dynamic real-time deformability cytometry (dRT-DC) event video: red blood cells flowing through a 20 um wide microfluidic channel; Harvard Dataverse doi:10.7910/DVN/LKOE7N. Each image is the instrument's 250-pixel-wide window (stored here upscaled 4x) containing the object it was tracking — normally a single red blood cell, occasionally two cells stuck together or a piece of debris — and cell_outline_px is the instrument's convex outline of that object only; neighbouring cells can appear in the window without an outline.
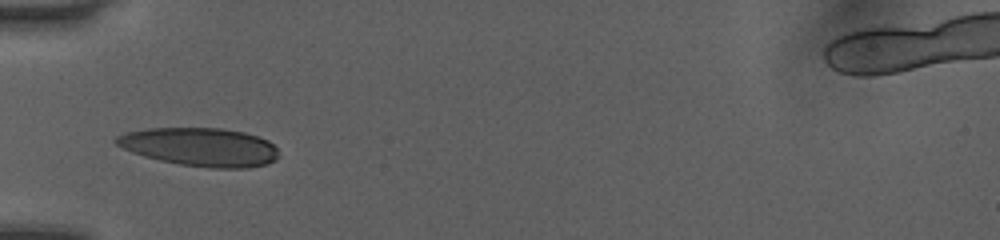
{"species": "human", "species_latin": "Homo sapiens", "temperature_condition": "room temperature", "stored_images_in_passage": 34, "camera_frame_rate_fps": 3000, "um_per_image_px": 0.085, "donor": {"sex": "female"}, "frame": {"image": 1, "passage_image": 1, "time_ms": 0.0, "image_size_px": [1000, 240], "cell_outline_px": [[280, 156], [276, 160], [268, 164], [248, 168], [208, 168], [180, 164], [160, 160], [144, 156], [132, 152], [116, 144], [112, 140], [116, 136], [124, 132], [148, 128], [224, 128], [244, 132], [268, 140], [276, 148]], "centroid_in_image_um": [17.02, 12.49], "position_along_channel_um": 68.0, "area_um2": 36.65}}
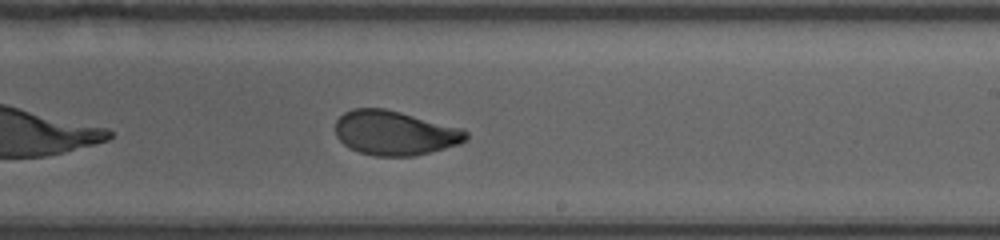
{"frame": {"image": 2, "passage_image": 15, "time_ms": 4.667, "image_size_px": [1000, 240], "cell_outline_px": [[468, 140], [460, 144], [412, 156], [372, 156], [360, 152], [344, 144], [336, 136], [336, 120], [344, 112], [352, 108], [384, 108], [464, 128], [468, 132]], "centroid_in_image_um": [33.58, 11.29], "position_along_channel_um": 255.4, "area_um2": 33.87}}
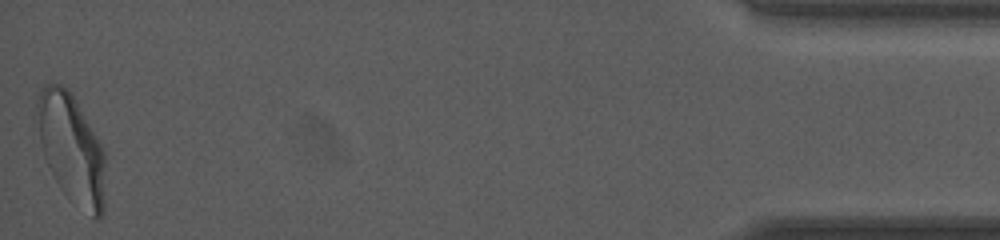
{"frame": {"image": 3, "passage_image": 34, "time_ms": 11.0, "image_size_px": [1000, 240], "cell_outline_px": [[104, 216], [96, 220], [92, 220], [48, 164], [44, 156], [40, 140], [36, 112], [36, 104], [40, 92], [48, 84], [60, 84], [68, 88], [72, 92], [104, 148]], "centroid_in_image_um": [6.12, 12.53], "position_along_channel_um": 429.1, "area_um2": 42.02}, "authors_computed_cell_mechanics": {"area_um2": 35.1135, "velocity_mm_per_s": 4.0672, "shape_relaxation_time_tau1_ms": 4.2337, "shape_relaxation_time_tau2_ms": 1.1672, "deformation_change_tau1": 0.1791, "deformation_change_tau2": 0.0561}}